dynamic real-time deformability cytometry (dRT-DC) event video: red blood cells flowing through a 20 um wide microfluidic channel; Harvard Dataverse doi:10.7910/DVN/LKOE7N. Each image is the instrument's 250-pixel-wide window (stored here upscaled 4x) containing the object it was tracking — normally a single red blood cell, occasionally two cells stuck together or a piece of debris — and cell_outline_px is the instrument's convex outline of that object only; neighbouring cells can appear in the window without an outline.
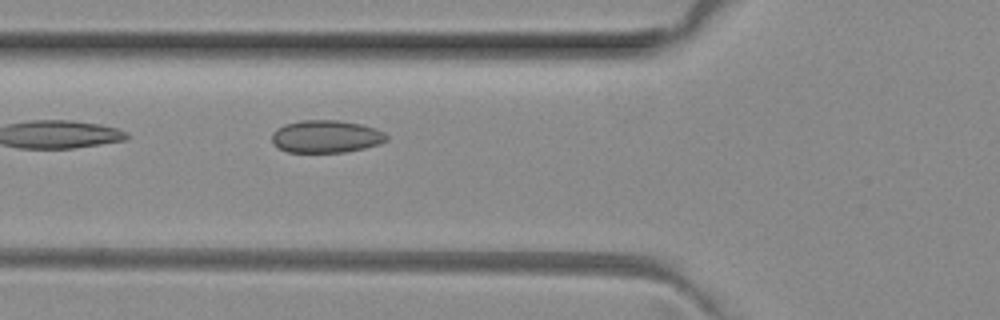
{"species": "common noctule bat (a hibernating species)", "species_latin": "Nyctalus noctula", "temperature_condition": "room temperature", "stored_images_in_passage": 35, "camera_frame_rate_fps": 3000, "um_per_image_px": 0.085, "animal": {"sex": "female", "body_mass_g": 29.2, "forearm_length_mm": 56.3}, "frame": {"image": 1, "passage_image": 3, "time_ms": 0.667, "image_size_px": [1000, 320], "cell_outline_px": [[388, 140], [380, 144], [364, 148], [344, 152], [288, 152], [272, 144], [272, 132], [276, 128], [284, 124], [300, 120], [340, 120], [360, 124], [376, 128], [384, 132], [388, 136]], "centroid_in_image_um": [27.71, 11.59], "position_along_channel_um": 98.1, "area_um2": 21.96}}
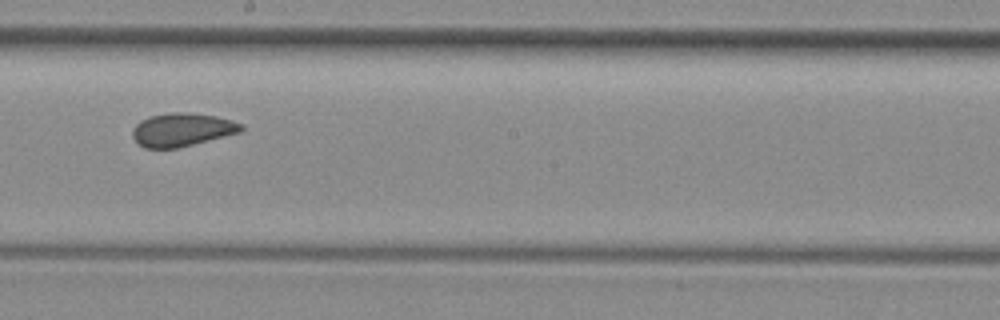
{"frame": {"image": 2, "passage_image": 13, "time_ms": 4.0, "image_size_px": [1000, 320], "cell_outline_px": [[244, 128], [240, 132], [176, 148], [144, 148], [132, 136], [132, 128], [140, 120], [148, 116], [168, 112], [188, 112], [216, 116], [232, 120], [244, 124]], "centroid_in_image_um": [15.46, 11.0], "position_along_channel_um": 232.7, "area_um2": 21.1}}
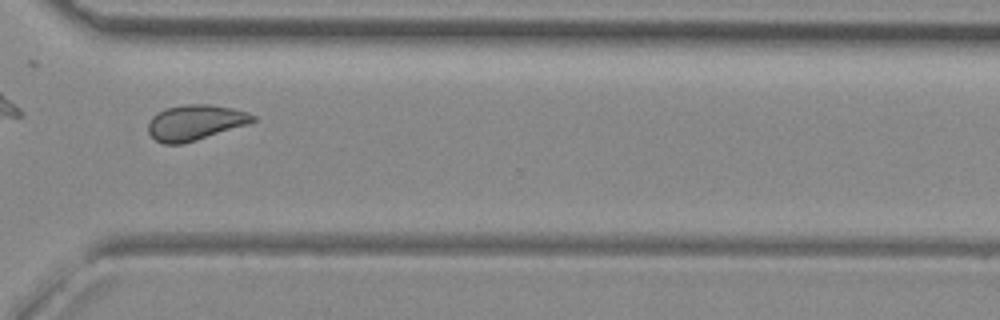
{"frame": {"image": 3, "passage_image": 22, "time_ms": 7.0, "image_size_px": [1000, 320], "cell_outline_px": [[256, 120], [248, 124], [184, 144], [164, 144], [156, 140], [148, 132], [148, 124], [152, 116], [156, 112], [164, 108], [184, 104], [212, 104], [232, 108], [248, 112], [256, 116]], "centroid_in_image_um": [16.58, 10.4], "position_along_channel_um": 354.0, "area_um2": 21.79}}